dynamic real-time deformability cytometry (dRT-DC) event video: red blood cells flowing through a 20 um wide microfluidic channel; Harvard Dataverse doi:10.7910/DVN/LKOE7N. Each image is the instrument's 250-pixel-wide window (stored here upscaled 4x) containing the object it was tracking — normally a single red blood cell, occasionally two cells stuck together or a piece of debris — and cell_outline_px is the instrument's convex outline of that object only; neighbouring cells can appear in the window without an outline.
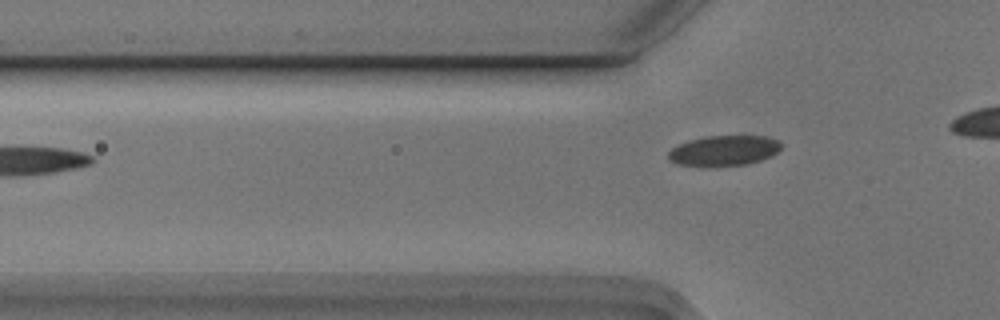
{"species": "Egyptian fruit bat (a non-hibernating species)", "species_latin": "Rousettus aegyptiacus", "temperature_condition": "cold", "stored_images_in_passage": 2, "camera_frame_rate_fps": 3000, "um_per_image_px": 0.085, "animal": {"sex": "male"}, "frame": {"image": 1, "passage_image": 2, "time_ms": 0.333, "image_size_px": [1000, 320], "cell_outline_px": [[780, 148], [776, 152], [760, 160], [744, 164], [676, 164], [668, 156], [668, 152], [672, 148], [688, 140], [708, 136], [764, 136], [776, 140], [780, 144]], "centroid_in_image_um": [61.52, 12.76], "position_along_channel_um": 64.3, "area_um2": 18.9}}